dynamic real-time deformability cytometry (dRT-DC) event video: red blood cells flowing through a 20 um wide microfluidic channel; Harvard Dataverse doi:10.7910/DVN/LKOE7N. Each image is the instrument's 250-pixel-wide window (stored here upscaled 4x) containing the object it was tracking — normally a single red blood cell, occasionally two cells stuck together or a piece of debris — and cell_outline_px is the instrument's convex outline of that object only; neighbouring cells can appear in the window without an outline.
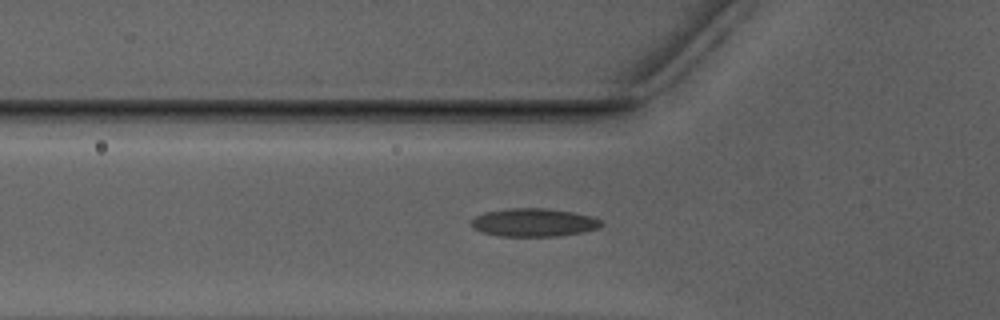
{"species": "Egyptian fruit bat (a non-hibernating species)", "species_latin": "Rousettus aegyptiacus", "temperature_condition": "warm", "stored_images_in_passage": 9, "camera_frame_rate_fps": 3000, "um_per_image_px": 0.085, "animal": {"sex": "male"}, "frame": {"image": 1, "passage_image": 4, "time_ms": 1.0, "image_size_px": [1000, 320], "cell_outline_px": [[604, 224], [600, 228], [580, 232], [556, 236], [496, 236], [472, 228], [472, 220], [476, 216], [484, 212], [508, 208], [548, 208], [572, 212], [592, 216], [600, 220]], "centroid_in_image_um": [45.37, 18.9], "position_along_channel_um": 80.4, "area_um2": 21.33}}
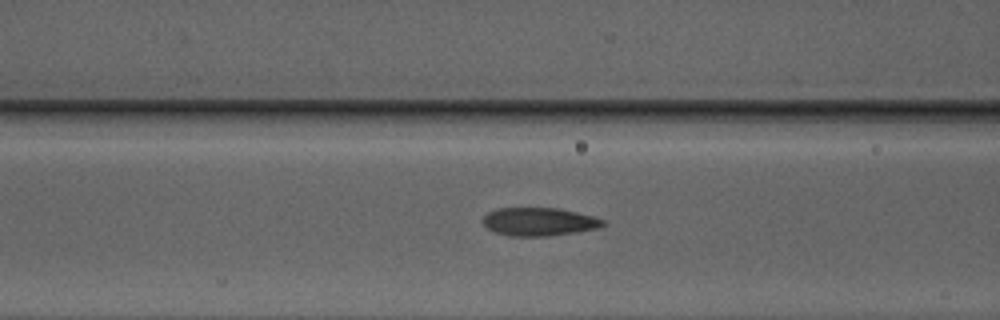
{"frame": {"image": 2, "passage_image": 7, "time_ms": 2.0, "image_size_px": [1000, 320], "cell_outline_px": [[608, 224], [600, 228], [576, 232], [548, 236], [508, 236], [496, 232], [488, 228], [484, 224], [484, 216], [488, 212], [496, 208], [556, 208], [576, 212], [592, 216], [604, 220]], "centroid_in_image_um": [45.85, 18.85], "position_along_channel_um": 120.7, "area_um2": 19.71}}